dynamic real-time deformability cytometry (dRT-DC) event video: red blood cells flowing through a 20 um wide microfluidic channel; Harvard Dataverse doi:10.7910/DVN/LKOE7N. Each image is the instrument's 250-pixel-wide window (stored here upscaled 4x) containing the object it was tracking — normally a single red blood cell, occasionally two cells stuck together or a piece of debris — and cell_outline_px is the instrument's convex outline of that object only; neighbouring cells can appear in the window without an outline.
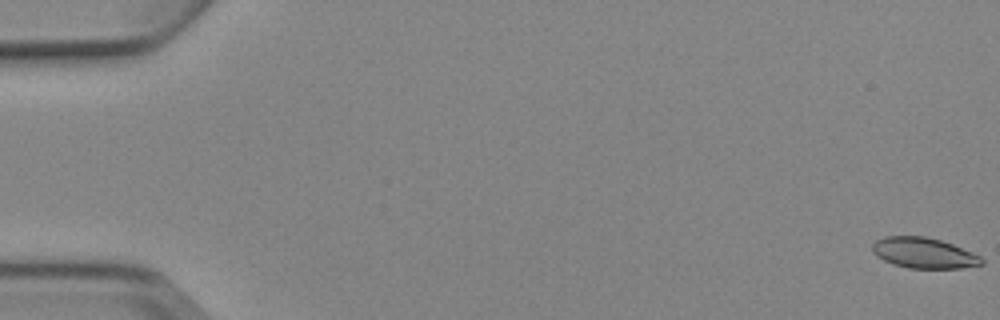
{"species": "Egyptian fruit bat (a non-hibernating species)", "species_latin": "Rousettus aegyptiacus", "temperature_condition": "cold", "stored_images_in_passage": 6, "camera_frame_rate_fps": 3000, "um_per_image_px": 0.085, "animal": {"sex": "female"}, "frame": {"image": 1, "passage_image": 1, "time_ms": 0.0, "image_size_px": [1000, 320], "cell_outline_px": [[984, 264], [960, 268], [908, 268], [892, 264], [876, 256], [872, 252], [872, 244], [876, 240], [884, 236], [924, 236], [940, 240], [952, 244], [972, 252], [980, 256], [984, 260]], "centroid_in_image_um": [78.5, 21.5], "position_along_channel_um": 6.5, "area_um2": 19.54}}
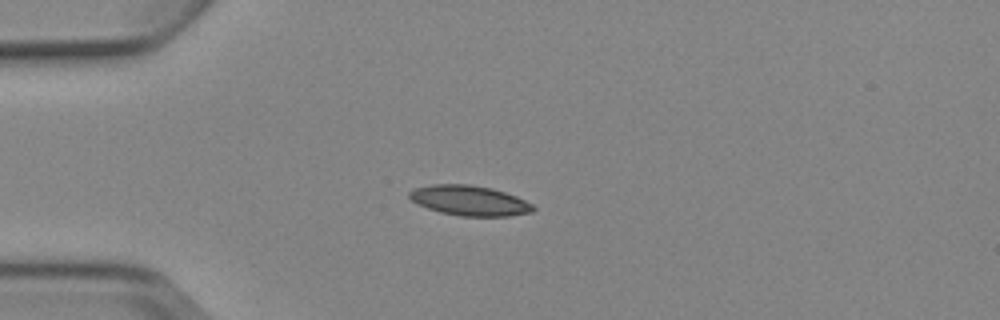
{"frame": {"image": 2, "passage_image": 5, "time_ms": 4.667, "image_size_px": [1000, 320], "cell_outline_px": [[536, 208], [532, 212], [508, 216], [460, 216], [440, 212], [428, 208], [412, 200], [408, 196], [408, 192], [412, 188], [432, 184], [468, 184], [492, 188], [516, 196], [532, 204]], "centroid_in_image_um": [39.89, 17.04], "position_along_channel_um": 45.1, "area_um2": 21.68}}